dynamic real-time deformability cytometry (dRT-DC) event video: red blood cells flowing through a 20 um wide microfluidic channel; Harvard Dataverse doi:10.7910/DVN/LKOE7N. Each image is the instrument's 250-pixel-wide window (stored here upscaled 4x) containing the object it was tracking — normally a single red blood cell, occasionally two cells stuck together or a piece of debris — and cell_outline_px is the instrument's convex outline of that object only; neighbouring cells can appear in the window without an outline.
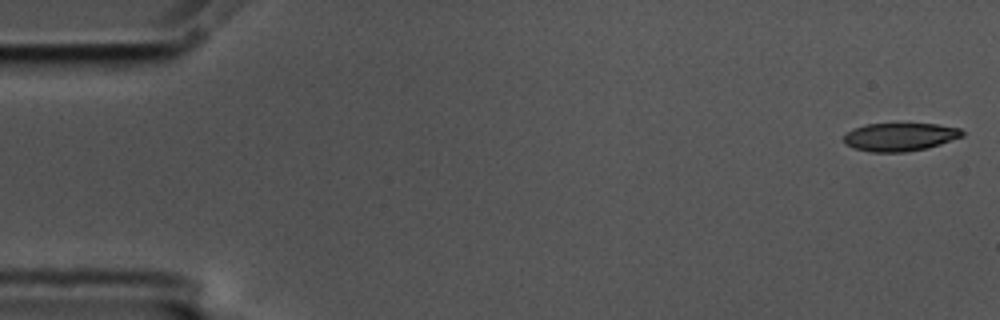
{"species": "common noctule bat (a hibernating species)", "species_latin": "Nyctalus noctula", "temperature_condition": "cold", "stored_images_in_passage": 56, "camera_frame_rate_fps": 3000, "um_per_image_px": 0.085, "animal": {"sex": "male", "body_mass_g": 17.5, "forearm_length_mm": 52.3}, "frame": {"image": 1, "passage_image": 1, "time_ms": 0.0, "image_size_px": [1000, 320], "cell_outline_px": [[964, 136], [940, 144], [924, 148], [904, 152], [872, 152], [856, 148], [844, 144], [844, 136], [852, 128], [864, 124], [936, 124], [960, 128], [964, 132]], "centroid_in_image_um": [76.49, 11.63], "position_along_channel_um": 8.5, "area_um2": 19.31}}
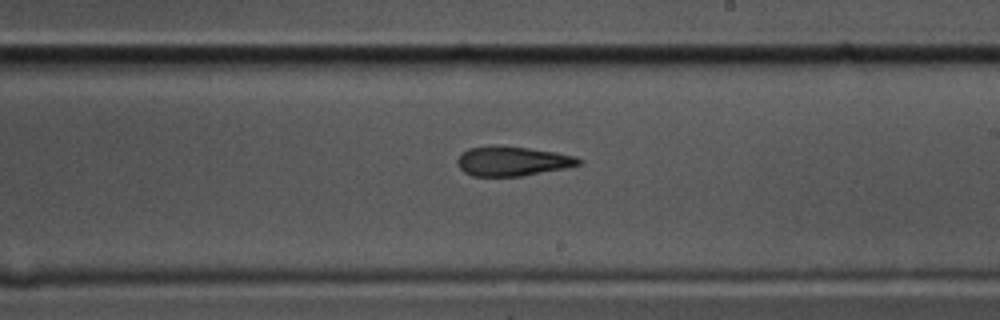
{"frame": {"image": 2, "passage_image": 32, "time_ms": 10.333, "image_size_px": [1000, 320], "cell_outline_px": [[580, 164], [568, 168], [524, 176], [472, 176], [464, 172], [460, 168], [456, 160], [460, 152], [468, 148], [528, 148], [556, 152], [576, 156], [580, 160]], "centroid_in_image_um": [43.58, 13.74], "position_along_channel_um": 245.4, "area_um2": 20.4}}
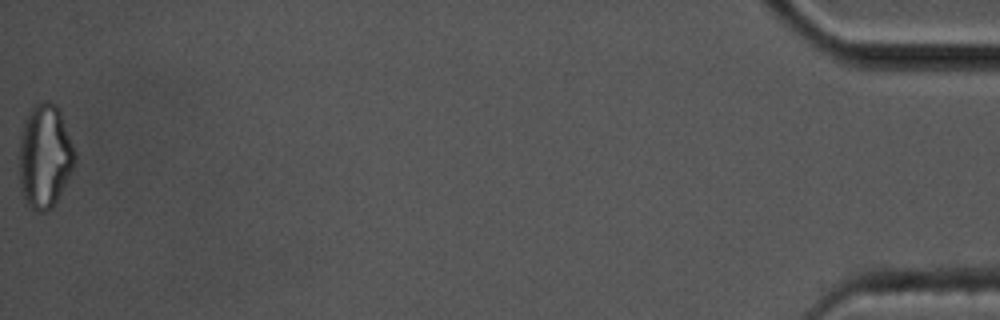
{"frame": {"image": 3, "passage_image": 56, "time_ms": 18.333, "image_size_px": [1000, 320], "cell_outline_px": [[76, 160], [56, 204], [48, 212], [36, 212], [24, 204], [20, 192], [20, 136], [24, 120], [28, 112], [36, 104], [44, 100], [48, 100], [56, 104], [60, 108], [76, 152]], "centroid_in_image_um": [3.81, 13.3], "position_along_channel_um": 431.4, "area_um2": 34.39}, "authors_computed_cell_mechanics": {"area_um2": 21.5305, "velocity_mm_per_s": 3.5768, "shape_relaxation_time_tau1_ms": null, "shape_relaxation_time_tau2_ms": 4.6651, "deformation_change_tau1": null, "deformation_change_tau2": 0.1427}}